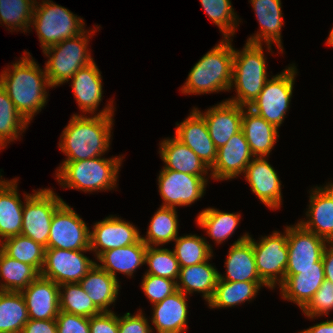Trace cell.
Here are the masks:
<instances>
[{"instance_id":"f1b7e54d","label":"cell","mask_w":333,"mask_h":333,"mask_svg":"<svg viewBox=\"0 0 333 333\" xmlns=\"http://www.w3.org/2000/svg\"><path fill=\"white\" fill-rule=\"evenodd\" d=\"M159 145V154L165 163V169L208 177L210 169L188 146L174 136L163 139Z\"/></svg>"},{"instance_id":"d6986e66","label":"cell","mask_w":333,"mask_h":333,"mask_svg":"<svg viewBox=\"0 0 333 333\" xmlns=\"http://www.w3.org/2000/svg\"><path fill=\"white\" fill-rule=\"evenodd\" d=\"M176 125L174 137L188 146L210 169L215 163L217 148L210 138L204 117L193 107L190 115Z\"/></svg>"},{"instance_id":"7c38bea8","label":"cell","mask_w":333,"mask_h":333,"mask_svg":"<svg viewBox=\"0 0 333 333\" xmlns=\"http://www.w3.org/2000/svg\"><path fill=\"white\" fill-rule=\"evenodd\" d=\"M158 175V192L163 199L161 206L175 209L177 206H190L202 198L211 177L180 173L164 167Z\"/></svg>"},{"instance_id":"d6a6232c","label":"cell","mask_w":333,"mask_h":333,"mask_svg":"<svg viewBox=\"0 0 333 333\" xmlns=\"http://www.w3.org/2000/svg\"><path fill=\"white\" fill-rule=\"evenodd\" d=\"M264 282H228L218 279L213 297L207 303L210 309L231 308L252 301Z\"/></svg>"},{"instance_id":"4dcf8cb0","label":"cell","mask_w":333,"mask_h":333,"mask_svg":"<svg viewBox=\"0 0 333 333\" xmlns=\"http://www.w3.org/2000/svg\"><path fill=\"white\" fill-rule=\"evenodd\" d=\"M210 260L202 263L180 267L177 280V290L186 295L195 292L202 293V297L208 303L213 297L215 287L219 279V271L213 266Z\"/></svg>"},{"instance_id":"d4e9b609","label":"cell","mask_w":333,"mask_h":333,"mask_svg":"<svg viewBox=\"0 0 333 333\" xmlns=\"http://www.w3.org/2000/svg\"><path fill=\"white\" fill-rule=\"evenodd\" d=\"M187 296L177 290L152 306L151 323L156 333H184L188 329Z\"/></svg>"},{"instance_id":"9a60e30c","label":"cell","mask_w":333,"mask_h":333,"mask_svg":"<svg viewBox=\"0 0 333 333\" xmlns=\"http://www.w3.org/2000/svg\"><path fill=\"white\" fill-rule=\"evenodd\" d=\"M70 80L69 86L72 88L79 109L83 113L85 112L84 115L88 113L91 115H115L116 108L112 99L101 111L96 112L102 101L103 84L101 71L95 61L80 68Z\"/></svg>"},{"instance_id":"cb8c5ba5","label":"cell","mask_w":333,"mask_h":333,"mask_svg":"<svg viewBox=\"0 0 333 333\" xmlns=\"http://www.w3.org/2000/svg\"><path fill=\"white\" fill-rule=\"evenodd\" d=\"M226 275L219 279L228 282H263L258 275L252 246V236L245 233L230 246L226 256Z\"/></svg>"},{"instance_id":"d590c367","label":"cell","mask_w":333,"mask_h":333,"mask_svg":"<svg viewBox=\"0 0 333 333\" xmlns=\"http://www.w3.org/2000/svg\"><path fill=\"white\" fill-rule=\"evenodd\" d=\"M178 215L175 208L160 206L152 216L146 236L141 240L147 246H163L174 241L179 235Z\"/></svg>"},{"instance_id":"681fc988","label":"cell","mask_w":333,"mask_h":333,"mask_svg":"<svg viewBox=\"0 0 333 333\" xmlns=\"http://www.w3.org/2000/svg\"><path fill=\"white\" fill-rule=\"evenodd\" d=\"M90 333H118V316L114 311L89 318Z\"/></svg>"},{"instance_id":"ac0fdd59","label":"cell","mask_w":333,"mask_h":333,"mask_svg":"<svg viewBox=\"0 0 333 333\" xmlns=\"http://www.w3.org/2000/svg\"><path fill=\"white\" fill-rule=\"evenodd\" d=\"M253 158L249 144L241 130L233 135L224 146L217 149L216 160L210 168L209 174L216 181L237 178L244 174Z\"/></svg>"},{"instance_id":"8d00e7d4","label":"cell","mask_w":333,"mask_h":333,"mask_svg":"<svg viewBox=\"0 0 333 333\" xmlns=\"http://www.w3.org/2000/svg\"><path fill=\"white\" fill-rule=\"evenodd\" d=\"M28 320L22 293L0 291V332L21 333Z\"/></svg>"},{"instance_id":"f35d334b","label":"cell","mask_w":333,"mask_h":333,"mask_svg":"<svg viewBox=\"0 0 333 333\" xmlns=\"http://www.w3.org/2000/svg\"><path fill=\"white\" fill-rule=\"evenodd\" d=\"M173 242L174 254L180 267H188L211 260L213 257L212 245L196 234L178 236Z\"/></svg>"},{"instance_id":"2e32d148","label":"cell","mask_w":333,"mask_h":333,"mask_svg":"<svg viewBox=\"0 0 333 333\" xmlns=\"http://www.w3.org/2000/svg\"><path fill=\"white\" fill-rule=\"evenodd\" d=\"M140 231L133 223L114 215L96 222L90 231V251L97 259L103 252L137 243Z\"/></svg>"},{"instance_id":"7a4b0ae2","label":"cell","mask_w":333,"mask_h":333,"mask_svg":"<svg viewBox=\"0 0 333 333\" xmlns=\"http://www.w3.org/2000/svg\"><path fill=\"white\" fill-rule=\"evenodd\" d=\"M114 115L73 114L60 135L63 162H73L105 155L111 145Z\"/></svg>"},{"instance_id":"60d3db41","label":"cell","mask_w":333,"mask_h":333,"mask_svg":"<svg viewBox=\"0 0 333 333\" xmlns=\"http://www.w3.org/2000/svg\"><path fill=\"white\" fill-rule=\"evenodd\" d=\"M59 302L60 311L66 313L88 318L102 313L79 283L59 285Z\"/></svg>"},{"instance_id":"44dd1931","label":"cell","mask_w":333,"mask_h":333,"mask_svg":"<svg viewBox=\"0 0 333 333\" xmlns=\"http://www.w3.org/2000/svg\"><path fill=\"white\" fill-rule=\"evenodd\" d=\"M195 109L204 117L210 138L217 149L242 130L243 106L225 100L204 112Z\"/></svg>"},{"instance_id":"f6af8a7d","label":"cell","mask_w":333,"mask_h":333,"mask_svg":"<svg viewBox=\"0 0 333 333\" xmlns=\"http://www.w3.org/2000/svg\"><path fill=\"white\" fill-rule=\"evenodd\" d=\"M141 289L153 305L177 291L176 281L152 274L142 276Z\"/></svg>"},{"instance_id":"8992f818","label":"cell","mask_w":333,"mask_h":333,"mask_svg":"<svg viewBox=\"0 0 333 333\" xmlns=\"http://www.w3.org/2000/svg\"><path fill=\"white\" fill-rule=\"evenodd\" d=\"M96 32V28L93 27L42 51L48 58L44 69L52 87L55 88L70 81L80 68L94 61L88 50V43L91 35Z\"/></svg>"},{"instance_id":"3957f363","label":"cell","mask_w":333,"mask_h":333,"mask_svg":"<svg viewBox=\"0 0 333 333\" xmlns=\"http://www.w3.org/2000/svg\"><path fill=\"white\" fill-rule=\"evenodd\" d=\"M232 38H223L191 68L181 88L183 94H210L230 91L234 47Z\"/></svg>"},{"instance_id":"1f68e13d","label":"cell","mask_w":333,"mask_h":333,"mask_svg":"<svg viewBox=\"0 0 333 333\" xmlns=\"http://www.w3.org/2000/svg\"><path fill=\"white\" fill-rule=\"evenodd\" d=\"M79 284L102 312H112L109 308L116 302L120 290L118 279L96 263Z\"/></svg>"},{"instance_id":"5bb4252c","label":"cell","mask_w":333,"mask_h":333,"mask_svg":"<svg viewBox=\"0 0 333 333\" xmlns=\"http://www.w3.org/2000/svg\"><path fill=\"white\" fill-rule=\"evenodd\" d=\"M84 252H90V250L45 248L44 265L40 275L58 285L79 283L96 264Z\"/></svg>"},{"instance_id":"c3c4849f","label":"cell","mask_w":333,"mask_h":333,"mask_svg":"<svg viewBox=\"0 0 333 333\" xmlns=\"http://www.w3.org/2000/svg\"><path fill=\"white\" fill-rule=\"evenodd\" d=\"M55 320L58 333H90L88 317L60 311Z\"/></svg>"},{"instance_id":"ba28073f","label":"cell","mask_w":333,"mask_h":333,"mask_svg":"<svg viewBox=\"0 0 333 333\" xmlns=\"http://www.w3.org/2000/svg\"><path fill=\"white\" fill-rule=\"evenodd\" d=\"M297 73L295 64H290L280 74L269 78L258 97L248 108L279 128L290 107Z\"/></svg>"},{"instance_id":"52a82bcc","label":"cell","mask_w":333,"mask_h":333,"mask_svg":"<svg viewBox=\"0 0 333 333\" xmlns=\"http://www.w3.org/2000/svg\"><path fill=\"white\" fill-rule=\"evenodd\" d=\"M41 2L36 0L31 26L37 32L42 51L86 30L84 19L67 8L52 0Z\"/></svg>"},{"instance_id":"ab89813d","label":"cell","mask_w":333,"mask_h":333,"mask_svg":"<svg viewBox=\"0 0 333 333\" xmlns=\"http://www.w3.org/2000/svg\"><path fill=\"white\" fill-rule=\"evenodd\" d=\"M0 248L11 258L34 266L41 272L44 265L45 247L31 238L17 235L5 239Z\"/></svg>"},{"instance_id":"277c9868","label":"cell","mask_w":333,"mask_h":333,"mask_svg":"<svg viewBox=\"0 0 333 333\" xmlns=\"http://www.w3.org/2000/svg\"><path fill=\"white\" fill-rule=\"evenodd\" d=\"M123 156H102L73 162H62L56 169V179L64 189H77L84 193L110 191L117 186Z\"/></svg>"},{"instance_id":"603a6c76","label":"cell","mask_w":333,"mask_h":333,"mask_svg":"<svg viewBox=\"0 0 333 333\" xmlns=\"http://www.w3.org/2000/svg\"><path fill=\"white\" fill-rule=\"evenodd\" d=\"M29 319H56L60 312L59 285L39 275L21 291Z\"/></svg>"},{"instance_id":"f907efd6","label":"cell","mask_w":333,"mask_h":333,"mask_svg":"<svg viewBox=\"0 0 333 333\" xmlns=\"http://www.w3.org/2000/svg\"><path fill=\"white\" fill-rule=\"evenodd\" d=\"M21 333H58L56 320H33L29 319Z\"/></svg>"},{"instance_id":"7402d4cb","label":"cell","mask_w":333,"mask_h":333,"mask_svg":"<svg viewBox=\"0 0 333 333\" xmlns=\"http://www.w3.org/2000/svg\"><path fill=\"white\" fill-rule=\"evenodd\" d=\"M249 2L253 6L260 29L253 34L254 36H250L246 42L264 43L268 52H272V44H275L279 53H283L281 30L284 20L281 0H250Z\"/></svg>"},{"instance_id":"836d02e7","label":"cell","mask_w":333,"mask_h":333,"mask_svg":"<svg viewBox=\"0 0 333 333\" xmlns=\"http://www.w3.org/2000/svg\"><path fill=\"white\" fill-rule=\"evenodd\" d=\"M241 214L220 211L216 208H205L199 212L196 217L197 225L206 230L209 237L214 239L215 243L222 244L239 225Z\"/></svg>"},{"instance_id":"30bf717a","label":"cell","mask_w":333,"mask_h":333,"mask_svg":"<svg viewBox=\"0 0 333 333\" xmlns=\"http://www.w3.org/2000/svg\"><path fill=\"white\" fill-rule=\"evenodd\" d=\"M256 269L260 279L269 289H275L285 280L288 263L287 226L283 233L273 231L261 236L257 241L252 238Z\"/></svg>"},{"instance_id":"ee69618b","label":"cell","mask_w":333,"mask_h":333,"mask_svg":"<svg viewBox=\"0 0 333 333\" xmlns=\"http://www.w3.org/2000/svg\"><path fill=\"white\" fill-rule=\"evenodd\" d=\"M145 265L148 270L145 274L165 277L177 282L180 266L173 250L159 246H147Z\"/></svg>"},{"instance_id":"f546056e","label":"cell","mask_w":333,"mask_h":333,"mask_svg":"<svg viewBox=\"0 0 333 333\" xmlns=\"http://www.w3.org/2000/svg\"><path fill=\"white\" fill-rule=\"evenodd\" d=\"M146 249L147 245L140 239L135 244L103 252L96 263L115 279H118L117 272L132 278L137 268L145 264Z\"/></svg>"},{"instance_id":"74e56055","label":"cell","mask_w":333,"mask_h":333,"mask_svg":"<svg viewBox=\"0 0 333 333\" xmlns=\"http://www.w3.org/2000/svg\"><path fill=\"white\" fill-rule=\"evenodd\" d=\"M28 125L29 123L15 108L6 90L0 85V149L19 139Z\"/></svg>"},{"instance_id":"9c48e42d","label":"cell","mask_w":333,"mask_h":333,"mask_svg":"<svg viewBox=\"0 0 333 333\" xmlns=\"http://www.w3.org/2000/svg\"><path fill=\"white\" fill-rule=\"evenodd\" d=\"M24 194L21 235L48 248L50 226L55 211L65 202L53 189L33 190Z\"/></svg>"},{"instance_id":"83f0119b","label":"cell","mask_w":333,"mask_h":333,"mask_svg":"<svg viewBox=\"0 0 333 333\" xmlns=\"http://www.w3.org/2000/svg\"><path fill=\"white\" fill-rule=\"evenodd\" d=\"M278 130L248 107H243L242 131L254 157H269L279 137Z\"/></svg>"},{"instance_id":"b9f144b4","label":"cell","mask_w":333,"mask_h":333,"mask_svg":"<svg viewBox=\"0 0 333 333\" xmlns=\"http://www.w3.org/2000/svg\"><path fill=\"white\" fill-rule=\"evenodd\" d=\"M36 0H0V24L10 29L29 32Z\"/></svg>"},{"instance_id":"bcb514c9","label":"cell","mask_w":333,"mask_h":333,"mask_svg":"<svg viewBox=\"0 0 333 333\" xmlns=\"http://www.w3.org/2000/svg\"><path fill=\"white\" fill-rule=\"evenodd\" d=\"M330 311H333V283L324 280L309 303L302 309V313L309 319H315L324 315L327 317Z\"/></svg>"},{"instance_id":"e0dca14e","label":"cell","mask_w":333,"mask_h":333,"mask_svg":"<svg viewBox=\"0 0 333 333\" xmlns=\"http://www.w3.org/2000/svg\"><path fill=\"white\" fill-rule=\"evenodd\" d=\"M268 158L254 157L246 167L244 178L258 199L271 210H276L282 205V183Z\"/></svg>"},{"instance_id":"4316f807","label":"cell","mask_w":333,"mask_h":333,"mask_svg":"<svg viewBox=\"0 0 333 333\" xmlns=\"http://www.w3.org/2000/svg\"><path fill=\"white\" fill-rule=\"evenodd\" d=\"M324 280V268L297 269V274H285V280L278 288L282 298L297 304L302 310Z\"/></svg>"},{"instance_id":"e575fe53","label":"cell","mask_w":333,"mask_h":333,"mask_svg":"<svg viewBox=\"0 0 333 333\" xmlns=\"http://www.w3.org/2000/svg\"><path fill=\"white\" fill-rule=\"evenodd\" d=\"M39 275L34 266L11 258L0 248V291L21 292Z\"/></svg>"},{"instance_id":"6da1fadb","label":"cell","mask_w":333,"mask_h":333,"mask_svg":"<svg viewBox=\"0 0 333 333\" xmlns=\"http://www.w3.org/2000/svg\"><path fill=\"white\" fill-rule=\"evenodd\" d=\"M0 73V85L6 90L15 108L30 124L34 115L47 104L49 83L45 69H41L30 52ZM47 88V89H46Z\"/></svg>"},{"instance_id":"816d5d0a","label":"cell","mask_w":333,"mask_h":333,"mask_svg":"<svg viewBox=\"0 0 333 333\" xmlns=\"http://www.w3.org/2000/svg\"><path fill=\"white\" fill-rule=\"evenodd\" d=\"M322 260L324 265L325 280L333 283V242H328L326 245Z\"/></svg>"},{"instance_id":"5b68a950","label":"cell","mask_w":333,"mask_h":333,"mask_svg":"<svg viewBox=\"0 0 333 333\" xmlns=\"http://www.w3.org/2000/svg\"><path fill=\"white\" fill-rule=\"evenodd\" d=\"M263 45L246 42L240 51L234 48L230 90L234 87L236 96L227 101L248 107L264 88L269 75Z\"/></svg>"},{"instance_id":"ffe728a7","label":"cell","mask_w":333,"mask_h":333,"mask_svg":"<svg viewBox=\"0 0 333 333\" xmlns=\"http://www.w3.org/2000/svg\"><path fill=\"white\" fill-rule=\"evenodd\" d=\"M309 193L306 220L298 223L328 242H333V183L316 186Z\"/></svg>"},{"instance_id":"484cf974","label":"cell","mask_w":333,"mask_h":333,"mask_svg":"<svg viewBox=\"0 0 333 333\" xmlns=\"http://www.w3.org/2000/svg\"><path fill=\"white\" fill-rule=\"evenodd\" d=\"M18 181L3 179L0 171V243L21 234L25 202L20 200Z\"/></svg>"},{"instance_id":"7bdbcfd3","label":"cell","mask_w":333,"mask_h":333,"mask_svg":"<svg viewBox=\"0 0 333 333\" xmlns=\"http://www.w3.org/2000/svg\"><path fill=\"white\" fill-rule=\"evenodd\" d=\"M210 20L217 25L223 38L234 37L240 18L232 7L231 0H200Z\"/></svg>"},{"instance_id":"4fadbf2b","label":"cell","mask_w":333,"mask_h":333,"mask_svg":"<svg viewBox=\"0 0 333 333\" xmlns=\"http://www.w3.org/2000/svg\"><path fill=\"white\" fill-rule=\"evenodd\" d=\"M48 248L90 250V229L66 202L52 217Z\"/></svg>"},{"instance_id":"f5cc1de1","label":"cell","mask_w":333,"mask_h":333,"mask_svg":"<svg viewBox=\"0 0 333 333\" xmlns=\"http://www.w3.org/2000/svg\"><path fill=\"white\" fill-rule=\"evenodd\" d=\"M298 333H333V319L316 323L313 326L306 328Z\"/></svg>"},{"instance_id":"8fae6325","label":"cell","mask_w":333,"mask_h":333,"mask_svg":"<svg viewBox=\"0 0 333 333\" xmlns=\"http://www.w3.org/2000/svg\"><path fill=\"white\" fill-rule=\"evenodd\" d=\"M327 244V240L306 230L298 222L287 225L288 263L285 274H297V269L324 268L322 256Z\"/></svg>"},{"instance_id":"7dc6e473","label":"cell","mask_w":333,"mask_h":333,"mask_svg":"<svg viewBox=\"0 0 333 333\" xmlns=\"http://www.w3.org/2000/svg\"><path fill=\"white\" fill-rule=\"evenodd\" d=\"M149 321L141 309L133 315L130 312L118 315V333H154Z\"/></svg>"},{"instance_id":"db71d44e","label":"cell","mask_w":333,"mask_h":333,"mask_svg":"<svg viewBox=\"0 0 333 333\" xmlns=\"http://www.w3.org/2000/svg\"><path fill=\"white\" fill-rule=\"evenodd\" d=\"M326 45L333 47V27L329 32V36L327 37Z\"/></svg>"}]
</instances>
